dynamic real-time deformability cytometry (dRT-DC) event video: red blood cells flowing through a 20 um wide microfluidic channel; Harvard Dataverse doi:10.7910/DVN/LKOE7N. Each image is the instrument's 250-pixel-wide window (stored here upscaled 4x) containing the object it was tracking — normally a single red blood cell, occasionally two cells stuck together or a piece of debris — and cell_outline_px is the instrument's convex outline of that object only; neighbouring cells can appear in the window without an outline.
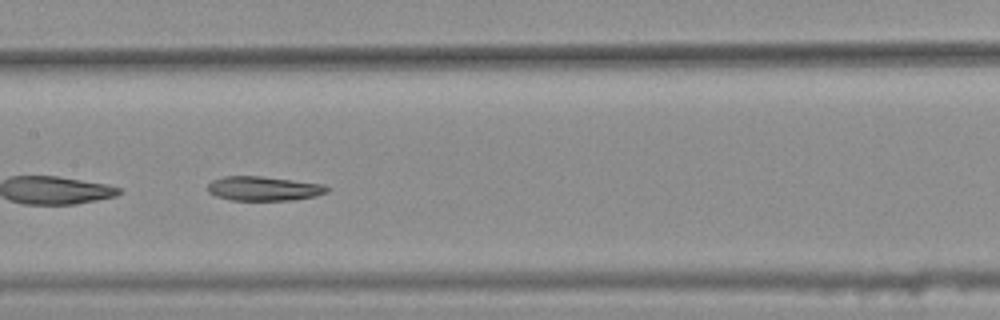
{"species": "common noctule bat (a hibernating species)", "species_latin": "Nyctalus noctula", "temperature_condition": "warm", "stored_images_in_passage": 44, "camera_frame_rate_fps": 3000, "um_per_image_px": 0.085, "animal": {"sex": "female", "body_mass_g": 25.1}, "frame": {"image": 1, "passage_image": 26, "time_ms": 8.333, "image_size_px": [1000, 320], "cell_outline_px": [[328, 192], [316, 196], [292, 200], [232, 200], [216, 196], [208, 192], [208, 184], [212, 180], [224, 176], [260, 176], [324, 184], [328, 188]], "centroid_in_image_um": [22.41, 16.02], "position_along_channel_um": 185.0, "area_um2": 16.88}}